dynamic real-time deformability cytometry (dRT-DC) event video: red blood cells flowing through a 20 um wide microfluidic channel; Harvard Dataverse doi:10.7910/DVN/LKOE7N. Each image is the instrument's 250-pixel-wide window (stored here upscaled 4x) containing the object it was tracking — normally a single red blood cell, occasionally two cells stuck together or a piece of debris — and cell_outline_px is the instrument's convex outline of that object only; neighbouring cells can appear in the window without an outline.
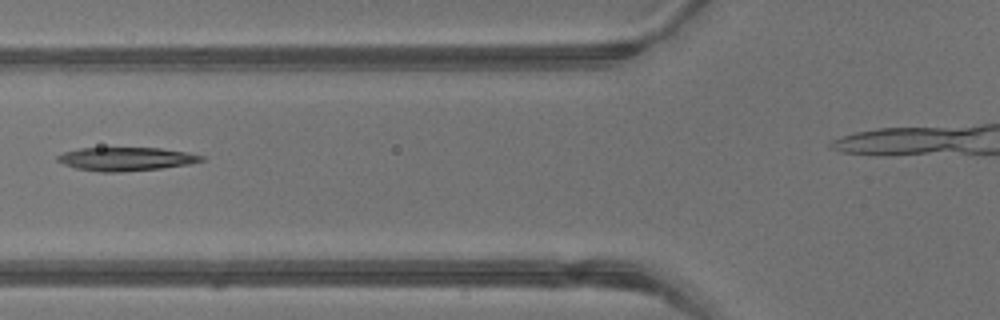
{"species": "common noctule bat (a hibernating species)", "species_latin": "Nyctalus noctula", "temperature_condition": "warm", "stored_images_in_passage": 4, "segment_of_instrument_passage": [1, 2], "camera_frame_rate_fps": 3000, "um_per_image_px": 0.085, "animal": {"sex": "male", "body_mass_g": 13.3}, "frame": {"image": 1, "passage_image": 3, "time_ms": 0.667, "image_size_px": [1000, 320], "cell_outline_px": [[204, 160], [188, 164], [160, 168], [116, 172], [100, 172], [76, 168], [64, 164], [56, 160], [56, 156], [64, 152], [80, 148], [160, 148], [188, 152], [204, 156]], "centroid_in_image_um": [10.7, 13.5], "position_along_channel_um": 115.1, "area_um2": 19.54}}